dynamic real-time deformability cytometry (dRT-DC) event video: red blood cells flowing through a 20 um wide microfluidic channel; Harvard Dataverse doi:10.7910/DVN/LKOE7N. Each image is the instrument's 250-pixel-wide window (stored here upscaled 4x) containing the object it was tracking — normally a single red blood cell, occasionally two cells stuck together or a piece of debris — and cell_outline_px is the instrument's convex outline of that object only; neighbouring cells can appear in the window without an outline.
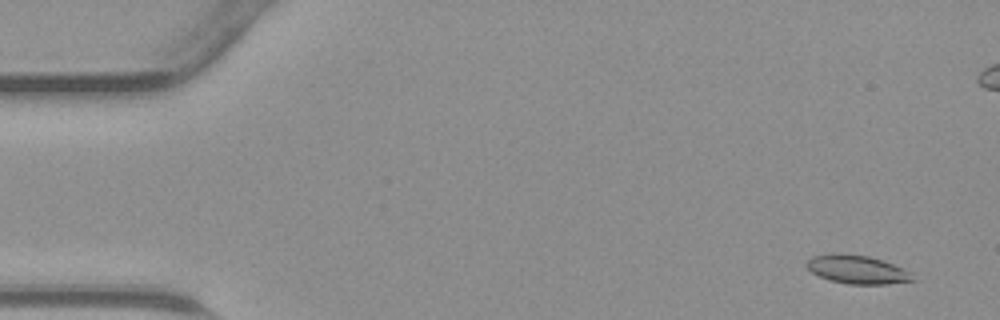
{"species": "common noctule bat (a hibernating species)", "species_latin": "Nyctalus noctula", "temperature_condition": "warm", "stored_images_in_passage": 47, "camera_frame_rate_fps": 3000, "um_per_image_px": 0.085, "animal": {"sex": "male", "body_mass_g": 23.1, "forearm_length_mm": 52.7}, "frame": {"image": 1, "passage_image": 3, "time_ms": 0.667, "image_size_px": [1000, 320], "cell_outline_px": [[916, 280], [888, 284], [848, 284], [828, 280], [812, 272], [804, 264], [812, 256], [832, 252], [840, 252], [868, 256], [892, 264], [908, 272]], "centroid_in_image_um": [72.78, 22.89], "position_along_channel_um": 12.2, "area_um2": 17.57}}
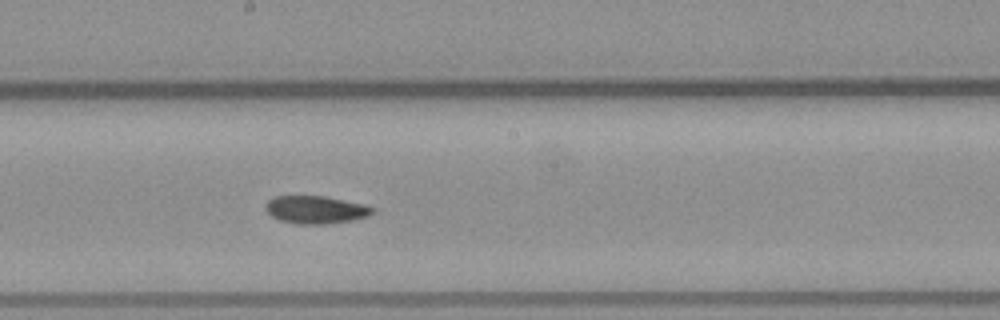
{"frame": {"image": 2, "passage_image": 25, "time_ms": 8.0, "image_size_px": [1000, 320], "cell_outline_px": [[376, 212], [368, 216], [352, 220], [324, 224], [296, 224], [280, 220], [272, 216], [264, 208], [264, 204], [268, 200], [276, 196], [324, 196], [364, 204], [376, 208]], "centroid_in_image_um": [26.85, 17.82], "position_along_channel_um": 221.4, "area_um2": 17.4}}
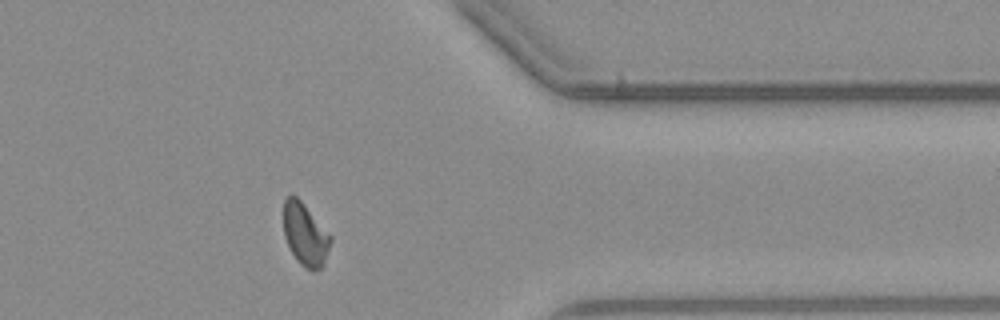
{"frame": {"image": 3, "passage_image": 37, "time_ms": 12.0, "image_size_px": [1000, 320], "cell_outline_px": [[332, 240], [324, 264], [320, 268], [312, 272], [304, 268], [296, 260], [284, 236], [284, 200], [288, 196], [296, 196], [304, 204], [332, 236]], "centroid_in_image_um": [25.96, 19.96], "position_along_channel_um": 385.4, "area_um2": 17.11}}